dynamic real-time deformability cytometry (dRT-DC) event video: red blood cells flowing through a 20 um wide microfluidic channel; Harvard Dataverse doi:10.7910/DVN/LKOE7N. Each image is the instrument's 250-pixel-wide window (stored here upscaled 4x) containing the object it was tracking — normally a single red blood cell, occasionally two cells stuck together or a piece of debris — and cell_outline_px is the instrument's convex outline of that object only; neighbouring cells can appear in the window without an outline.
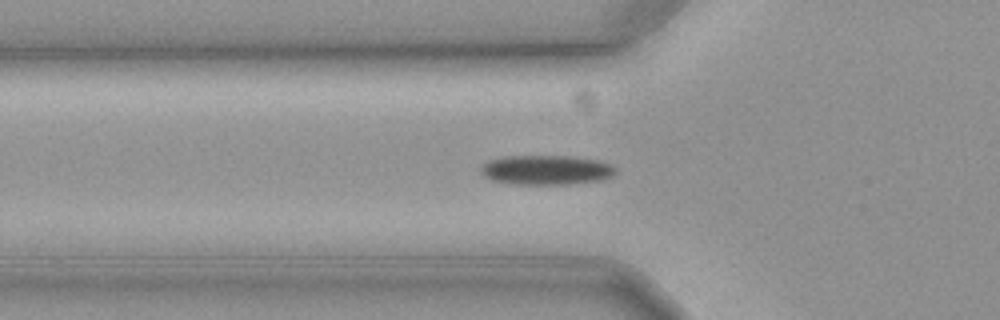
{"species": "common noctule bat (a hibernating species)", "species_latin": "Nyctalus noctula", "temperature_condition": "cold", "stored_images_in_passage": 50, "camera_frame_rate_fps": 3000, "um_per_image_px": 0.085, "animal": {"sex": "female", "body_mass_g": 19.3, "forearm_length_mm": 54.1}, "frame": {"image": 1, "passage_image": 14, "time_ms": 4.333, "image_size_px": [1000, 320], "cell_outline_px": [[616, 172], [612, 176], [600, 180], [568, 184], [516, 184], [492, 180], [484, 176], [480, 172], [480, 168], [488, 160], [504, 156], [568, 156], [596, 160], [608, 164], [616, 168]], "centroid_in_image_um": [46.39, 14.44], "position_along_channel_um": 79.4, "area_um2": 23.06}}
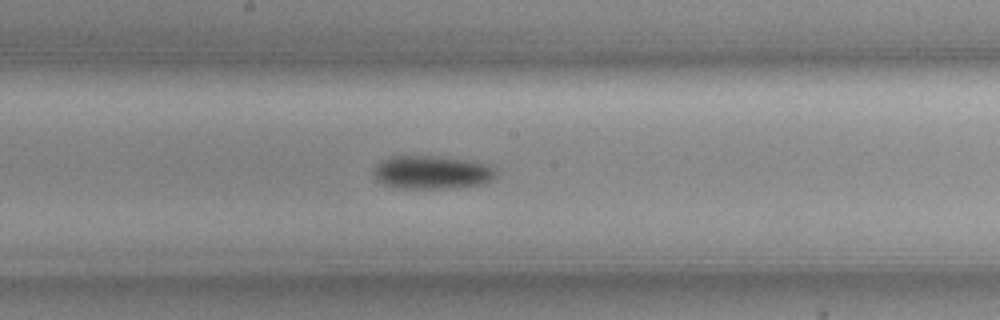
{"frame": {"image": 2, "passage_image": 25, "time_ms": 8.0, "image_size_px": [1000, 320], "cell_outline_px": [[496, 180], [484, 184], [460, 188], [396, 188], [380, 184], [372, 176], [372, 168], [380, 160], [392, 156], [436, 156], [468, 160], [488, 164], [496, 172]], "centroid_in_image_um": [36.68, 14.66], "position_along_channel_um": 211.5, "area_um2": 24.45}}
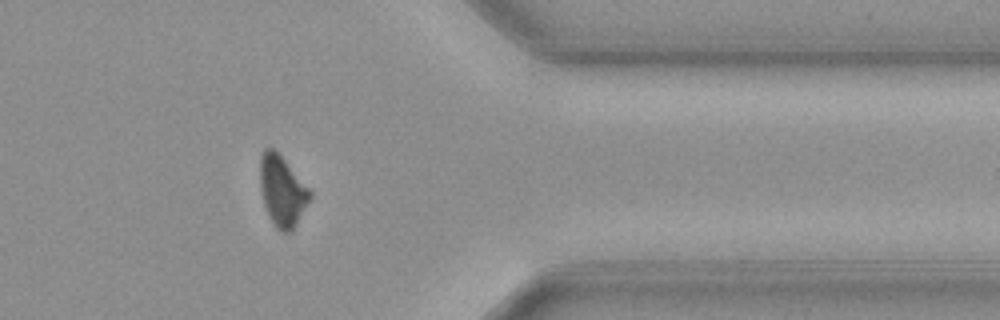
{"frame": {"image": 3, "passage_image": 41, "time_ms": 13.333, "image_size_px": [1000, 320], "cell_outline_px": [[312, 196], [292, 232], [280, 232], [276, 228], [268, 216], [264, 204], [260, 188], [260, 156], [264, 148], [272, 148], [284, 160], [312, 192]], "centroid_in_image_um": [23.97, 16.27], "position_along_channel_um": 387.4, "area_um2": 20.35}, "authors_computed_cell_mechanics": {"area_um2": 22.3686, "velocity_mm_per_s": 3.5995, "shape_relaxation_time_tau1_ms": 5.4712, "shape_relaxation_time_tau2_ms": null, "deformation_change_tau1": 0.1144, "deformation_change_tau2": null}}